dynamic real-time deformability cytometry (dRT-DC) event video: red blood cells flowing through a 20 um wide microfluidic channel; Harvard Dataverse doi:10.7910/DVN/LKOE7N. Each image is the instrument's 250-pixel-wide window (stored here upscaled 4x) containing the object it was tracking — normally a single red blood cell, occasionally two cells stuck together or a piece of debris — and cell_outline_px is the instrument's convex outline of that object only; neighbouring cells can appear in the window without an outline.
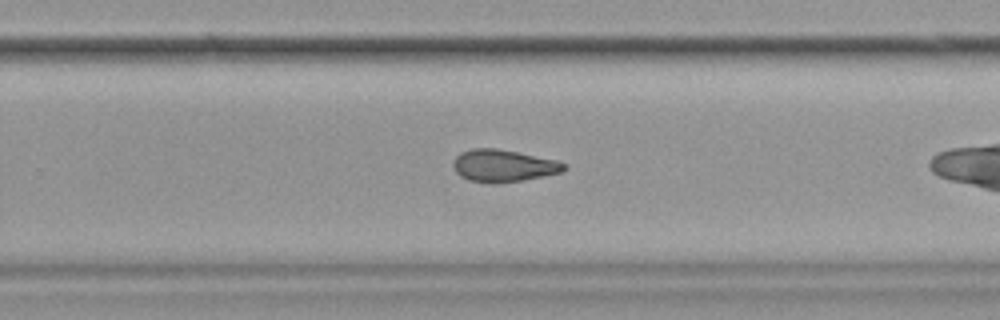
{"species": "common noctule bat (a hibernating species)", "species_latin": "Nyctalus noctula", "temperature_condition": "cold", "stored_images_in_passage": 30, "camera_frame_rate_fps": 3000, "um_per_image_px": 0.085, "animal": {"sex": "female", "body_mass_g": 19.9}, "frame": {"image": 1, "passage_image": 22, "time_ms": 7.0, "image_size_px": [1000, 320], "cell_outline_px": [[568, 168], [560, 172], [524, 180], [468, 180], [460, 176], [456, 172], [452, 164], [456, 156], [460, 152], [472, 148], [496, 148], [556, 160], [568, 164]], "centroid_in_image_um": [42.79, 14.04], "position_along_channel_um": 287.0, "area_um2": 20.06}}